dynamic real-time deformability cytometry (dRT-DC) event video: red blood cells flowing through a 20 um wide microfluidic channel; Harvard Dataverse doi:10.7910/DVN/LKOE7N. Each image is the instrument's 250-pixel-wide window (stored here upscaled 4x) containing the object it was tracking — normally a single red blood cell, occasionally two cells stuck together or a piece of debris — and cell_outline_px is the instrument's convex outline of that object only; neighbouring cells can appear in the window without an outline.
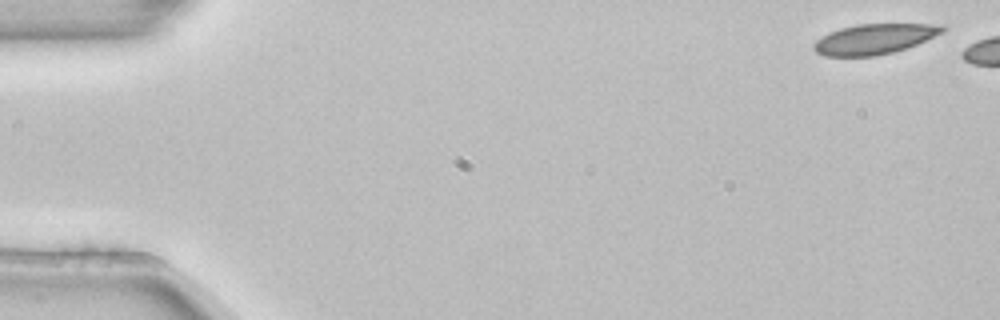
{"species": "common noctule bat (a hibernating species)", "species_latin": "Nyctalus noctula", "temperature_condition": "room temperature", "stored_images_in_passage": 2, "camera_frame_rate_fps": 3000, "um_per_image_px": 0.085, "animal": {"sex": "female", "body_mass_g": 22.7, "forearm_length_mm": 54.2}, "frame": {"image": 1, "passage_image": 1, "time_ms": 0.0, "image_size_px": [1000, 320], "cell_outline_px": [[944, 32], [916, 44], [892, 52], [876, 56], [824, 56], [816, 52], [812, 48], [812, 44], [816, 40], [828, 32], [840, 28], [860, 24], [944, 24]], "centroid_in_image_um": [74.28, 3.31], "position_along_channel_um": 10.7, "area_um2": 22.6}}